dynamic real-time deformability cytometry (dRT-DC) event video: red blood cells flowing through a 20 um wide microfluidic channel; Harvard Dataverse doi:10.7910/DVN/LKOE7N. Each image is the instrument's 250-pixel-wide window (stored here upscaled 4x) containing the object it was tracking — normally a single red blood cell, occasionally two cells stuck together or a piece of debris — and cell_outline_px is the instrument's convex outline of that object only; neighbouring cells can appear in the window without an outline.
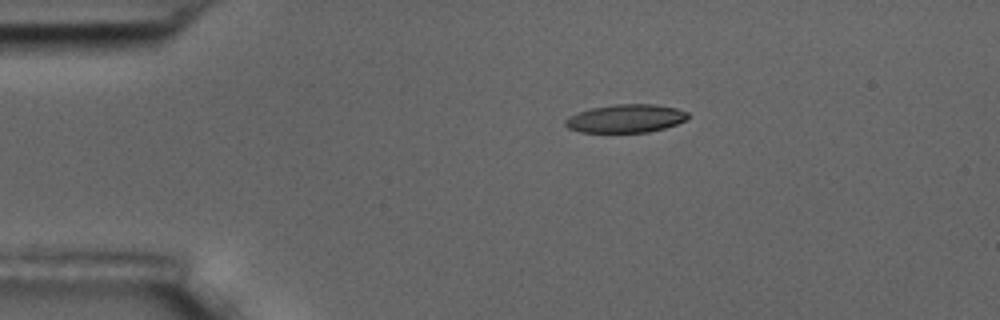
{"species": "common noctule bat (a hibernating species)", "species_latin": "Nyctalus noctula", "temperature_condition": "room temperature", "stored_images_in_passage": 13, "camera_frame_rate_fps": 3000, "um_per_image_px": 0.085, "animal": {"sex": "male", "body_mass_g": 17.5, "forearm_length_mm": 52.3}, "frame": {"image": 1, "passage_image": 1, "time_ms": 0.0, "image_size_px": [1000, 320], "cell_outline_px": [[688, 120], [664, 128], [648, 132], [580, 132], [568, 128], [564, 124], [564, 120], [568, 116], [592, 108], [616, 104], [652, 104], [676, 108], [688, 112]], "centroid_in_image_um": [53.19, 10.07], "position_along_channel_um": 31.8, "area_um2": 20.11}}
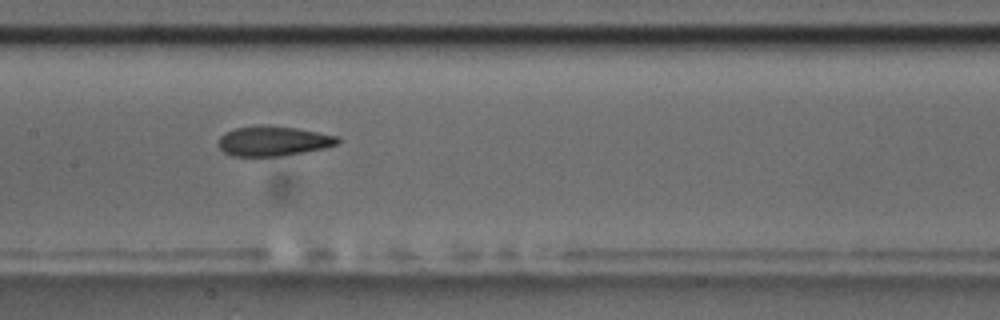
{"frame": {"image": 2, "passage_image": 6, "time_ms": 5.667, "image_size_px": [1000, 320], "cell_outline_px": [[340, 140], [336, 144], [324, 148], [304, 152], [280, 156], [232, 156], [224, 152], [220, 148], [220, 136], [224, 132], [236, 128], [264, 124], [268, 124], [296, 128], [340, 136]], "centroid_in_image_um": [23.23, 11.97], "position_along_channel_um": 184.2, "area_um2": 20.81}}
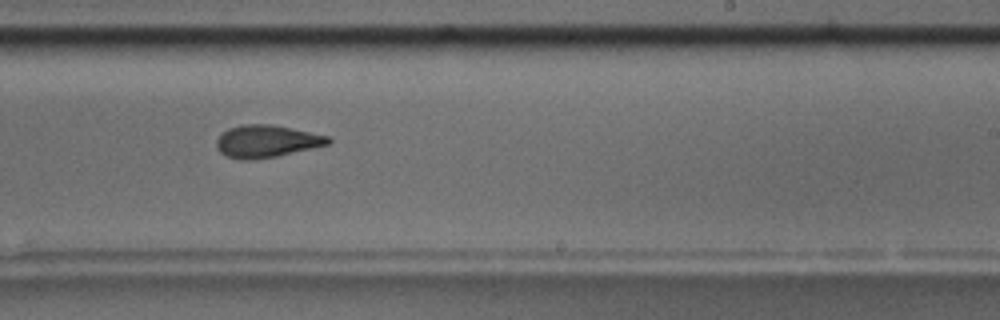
{"frame": {"image": 3, "passage_image": 8, "time_ms": 8.0, "image_size_px": [1000, 320], "cell_outline_px": [[332, 140], [328, 144], [312, 148], [276, 156], [248, 160], [240, 160], [228, 156], [220, 152], [216, 148], [216, 140], [228, 128], [244, 124], [268, 124], [332, 136]], "centroid_in_image_um": [22.66, 12.01], "position_along_channel_um": 266.3, "area_um2": 20.87}, "authors_computed_cell_mechanics": {"area_um2": 21.1548, "velocity_mm_per_s": 3.5323, "shape_relaxation_time_tau1_ms": 3.806, "shape_relaxation_time_tau2_ms": 2.0466, "deformation_change_tau1": 0.1226, "deformation_change_tau2": 0.0686}}